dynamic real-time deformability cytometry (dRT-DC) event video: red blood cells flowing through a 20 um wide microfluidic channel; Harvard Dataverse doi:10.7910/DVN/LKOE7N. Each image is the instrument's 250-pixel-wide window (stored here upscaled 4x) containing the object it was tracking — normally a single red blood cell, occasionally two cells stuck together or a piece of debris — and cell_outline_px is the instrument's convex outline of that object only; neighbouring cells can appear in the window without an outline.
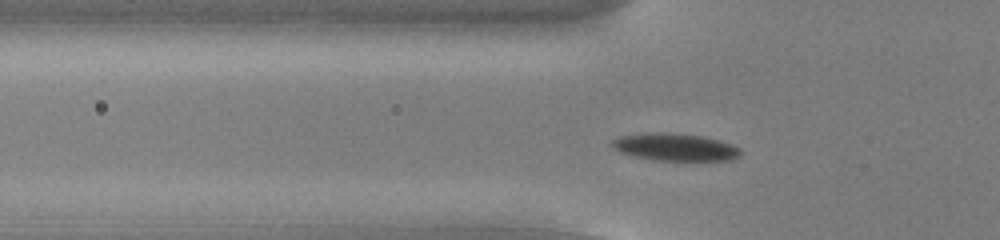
{"species": "common noctule bat (a hibernating species)", "species_latin": "Nyctalus noctula", "temperature_condition": "cold", "stored_images_in_passage": 38, "camera_frame_rate_fps": 3000, "um_per_image_px": 0.085, "animal": {"sex": "male", "body_mass_g": 13.0, "forearm_length_mm": 53.1}, "frame": {"image": 1, "passage_image": 2, "time_ms": 0.333, "image_size_px": [1000, 240], "cell_outline_px": [[740, 156], [732, 160], [656, 160], [636, 156], [620, 152], [612, 144], [612, 140], [620, 136], [648, 132], [660, 132], [704, 136], [732, 144], [740, 148]], "centroid_in_image_um": [57.42, 12.49], "position_along_channel_um": 68.4, "area_um2": 20.29}}
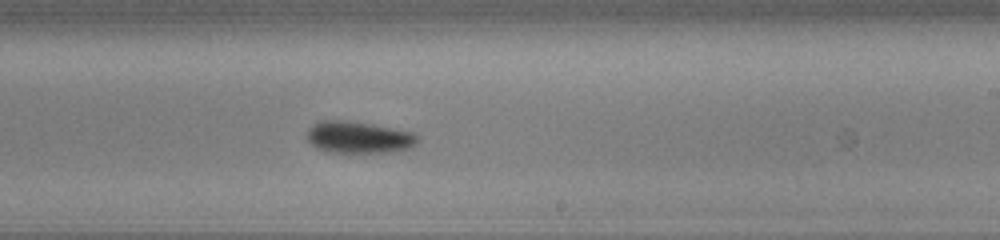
{"frame": {"image": 2, "passage_image": 17, "time_ms": 5.333, "image_size_px": [1000, 240], "cell_outline_px": [[420, 136], [416, 144], [412, 148], [392, 152], [328, 152], [316, 148], [308, 140], [308, 128], [312, 124], [320, 120], [344, 120], [372, 124], [412, 132]], "centroid_in_image_um": [30.5, 11.67], "position_along_channel_um": 258.5, "area_um2": 20.63}}
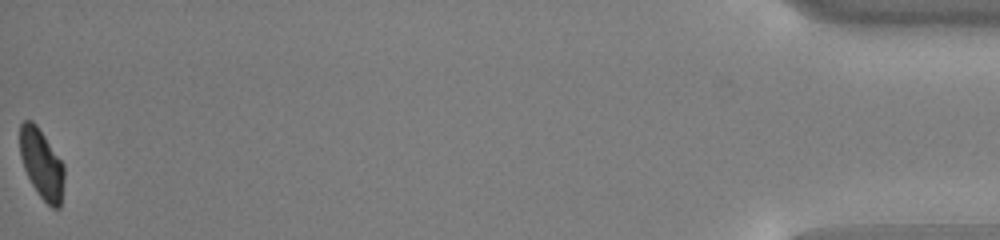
{"frame": {"image": 3, "passage_image": 38, "time_ms": 12.333, "image_size_px": [1000, 240], "cell_outline_px": [[64, 180], [60, 208], [52, 208], [40, 196], [32, 184], [24, 168], [20, 156], [20, 124], [24, 120], [32, 120], [36, 124], [64, 164]], "centroid_in_image_um": [3.54, 13.93], "position_along_channel_um": 431.7, "area_um2": 17.86}, "authors_computed_cell_mechanics": {"area_um2": 19.9699, "velocity_mm_per_s": 3.8385, "shape_relaxation_time_tau1_ms": 2.3356, "shape_relaxation_time_tau2_ms": null, "deformation_change_tau1": 0.114, "deformation_change_tau2": null}}